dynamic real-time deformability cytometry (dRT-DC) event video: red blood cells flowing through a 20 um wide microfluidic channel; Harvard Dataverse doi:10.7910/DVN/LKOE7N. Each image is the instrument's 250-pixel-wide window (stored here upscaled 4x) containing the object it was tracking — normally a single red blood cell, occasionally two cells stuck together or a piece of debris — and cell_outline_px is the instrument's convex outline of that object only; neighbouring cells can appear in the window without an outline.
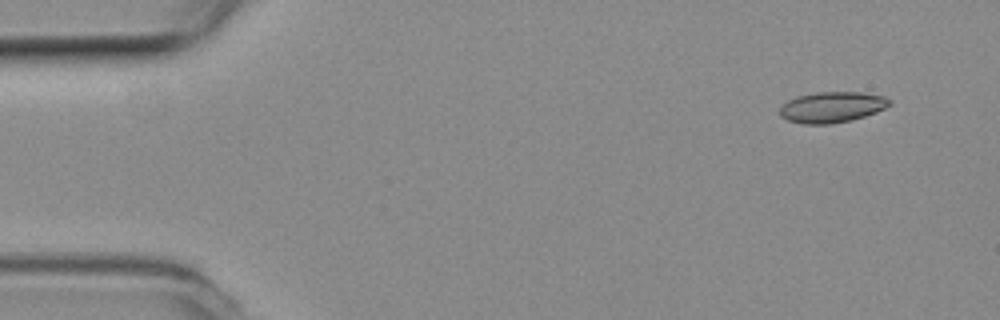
{"species": "common noctule bat (a hibernating species)", "species_latin": "Nyctalus noctula", "temperature_condition": "room temperature", "stored_images_in_passage": 50, "camera_frame_rate_fps": 3000, "um_per_image_px": 0.085, "animal": {"sex": "female", "body_mass_g": 19.3, "forearm_length_mm": 54.1}, "frame": {"image": 1, "passage_image": 1, "time_ms": 0.0, "image_size_px": [1000, 320], "cell_outline_px": [[892, 104], [876, 112], [852, 120], [832, 124], [804, 124], [788, 120], [780, 116], [780, 108], [788, 100], [796, 96], [816, 92], [860, 92], [884, 96], [892, 100]], "centroid_in_image_um": [70.73, 9.1], "position_along_channel_um": 14.3, "area_um2": 19.77}}
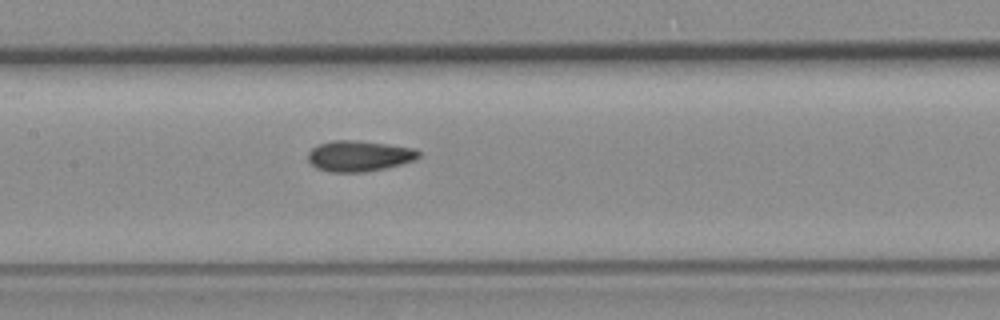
{"frame": {"image": 2, "passage_image": 22, "time_ms": 7.0, "image_size_px": [1000, 320], "cell_outline_px": [[420, 156], [412, 160], [400, 164], [384, 168], [364, 172], [332, 172], [316, 168], [308, 160], [308, 152], [312, 148], [320, 144], [336, 140], [356, 140], [388, 144], [416, 148], [420, 152]], "centroid_in_image_um": [30.52, 13.25], "position_along_channel_um": 176.9, "area_um2": 19.71}}
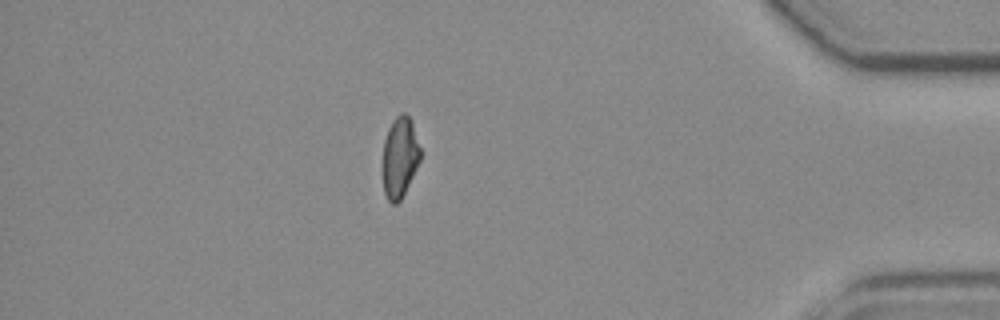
{"frame": {"image": 3, "passage_image": 43, "time_ms": 14.0, "image_size_px": [1000, 320], "cell_outline_px": [[420, 160], [400, 200], [396, 204], [392, 204], [388, 200], [384, 192], [384, 140], [388, 128], [392, 120], [400, 112], [404, 112], [408, 116], [412, 124], [420, 148]], "centroid_in_image_um": [33.98, 13.34], "position_along_channel_um": 401.2, "area_um2": 17.22}, "authors_computed_cell_mechanics": {"area_um2": 19.1896, "velocity_mm_per_s": 3.8627, "shape_relaxation_time_tau1_ms": null, "shape_relaxation_time_tau2_ms": 1.4416, "deformation_change_tau1": null, "deformation_change_tau2": 0.0591}}